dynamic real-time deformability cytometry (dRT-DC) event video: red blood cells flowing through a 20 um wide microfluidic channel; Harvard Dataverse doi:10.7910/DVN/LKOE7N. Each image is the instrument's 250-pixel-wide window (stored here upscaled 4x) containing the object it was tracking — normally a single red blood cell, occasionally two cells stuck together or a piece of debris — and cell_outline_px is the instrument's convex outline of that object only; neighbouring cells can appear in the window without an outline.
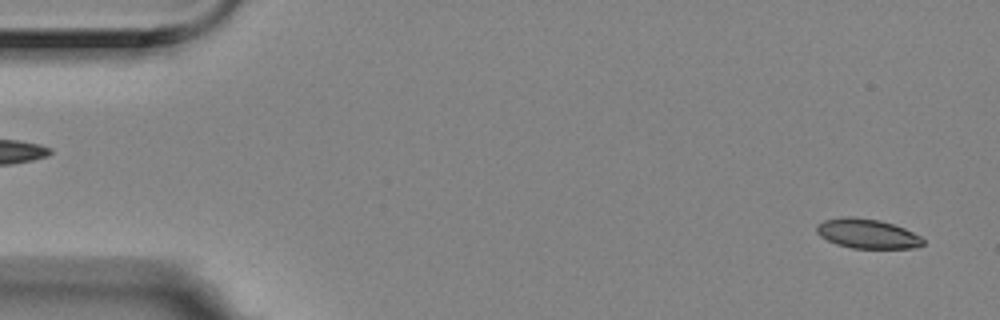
{"species": "Egyptian fruit bat (a non-hibernating species)", "species_latin": "Rousettus aegyptiacus", "temperature_condition": "room temperature", "stored_images_in_passage": 2, "segment_of_instrument_passage": [2, 2], "camera_frame_rate_fps": 3000, "um_per_image_px": 0.085, "animal": {"sex": "female"}, "frame": {"image": 1, "passage_image": 2, "time_ms": 0.333, "image_size_px": [1000, 320], "cell_outline_px": [[924, 244], [916, 248], [852, 248], [836, 244], [820, 236], [816, 232], [816, 224], [824, 220], [848, 216], [852, 216], [880, 220], [904, 228], [920, 236], [924, 240]], "centroid_in_image_um": [73.7, 19.86], "position_along_channel_um": 11.3, "area_um2": 18.32}}